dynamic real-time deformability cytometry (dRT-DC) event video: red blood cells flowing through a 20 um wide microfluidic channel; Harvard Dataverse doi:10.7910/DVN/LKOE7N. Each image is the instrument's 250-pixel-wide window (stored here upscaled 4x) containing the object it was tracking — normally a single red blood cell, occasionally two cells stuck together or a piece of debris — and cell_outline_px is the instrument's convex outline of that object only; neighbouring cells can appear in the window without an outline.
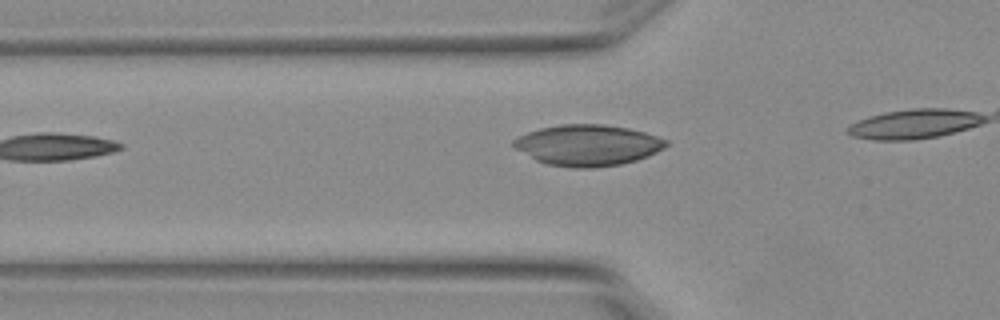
{"species": "Egyptian fruit bat (a non-hibernating species)", "species_latin": "Rousettus aegyptiacus", "temperature_condition": "warm", "stored_images_in_passage": 4, "camera_frame_rate_fps": 3000, "um_per_image_px": 0.085, "animal": {"sex": "female"}, "frame": {"image": 1, "passage_image": 3, "time_ms": 0.667, "image_size_px": [1000, 320], "cell_outline_px": [[668, 144], [664, 148], [648, 156], [636, 160], [620, 164], [592, 168], [572, 168], [548, 164], [536, 160], [516, 148], [512, 144], [512, 140], [528, 132], [540, 128], [560, 124], [604, 124], [628, 128], [644, 132], [668, 140]], "centroid_in_image_um": [49.97, 12.34], "position_along_channel_um": 75.8, "area_um2": 36.3}}